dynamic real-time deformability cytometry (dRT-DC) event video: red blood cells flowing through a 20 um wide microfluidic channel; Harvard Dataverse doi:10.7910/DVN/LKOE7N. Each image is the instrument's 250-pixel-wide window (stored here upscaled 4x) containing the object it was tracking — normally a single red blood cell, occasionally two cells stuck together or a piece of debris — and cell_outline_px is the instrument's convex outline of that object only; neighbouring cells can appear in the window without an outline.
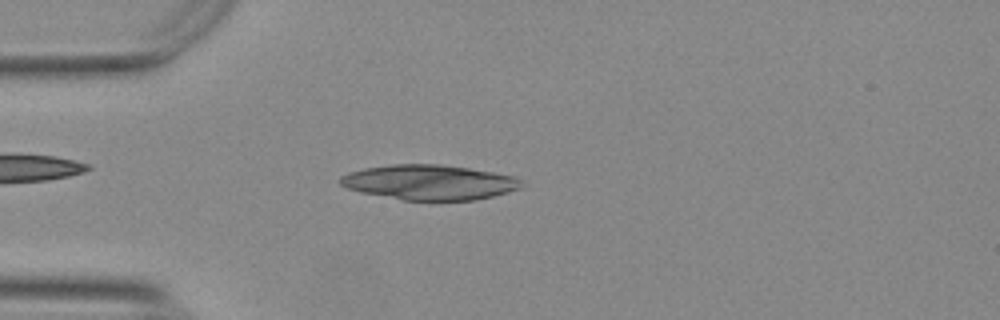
{"species": "Egyptian fruit bat (a non-hibernating species)", "species_latin": "Rousettus aegyptiacus", "temperature_condition": "warm", "stored_images_in_passage": 52, "camera_frame_rate_fps": 3000, "um_per_image_px": 0.085, "animal": {"sex": "female"}, "frame": {"image": 1, "passage_image": 13, "time_ms": 4.0, "image_size_px": [1000, 320], "cell_outline_px": [[524, 184], [520, 188], [508, 192], [476, 200], [404, 200], [360, 192], [348, 188], [340, 184], [340, 176], [348, 172], [364, 168], [392, 164], [440, 164], [468, 168], [492, 172], [512, 176], [520, 180]], "centroid_in_image_um": [36.47, 15.49], "position_along_channel_um": 48.5, "area_um2": 36.82}}